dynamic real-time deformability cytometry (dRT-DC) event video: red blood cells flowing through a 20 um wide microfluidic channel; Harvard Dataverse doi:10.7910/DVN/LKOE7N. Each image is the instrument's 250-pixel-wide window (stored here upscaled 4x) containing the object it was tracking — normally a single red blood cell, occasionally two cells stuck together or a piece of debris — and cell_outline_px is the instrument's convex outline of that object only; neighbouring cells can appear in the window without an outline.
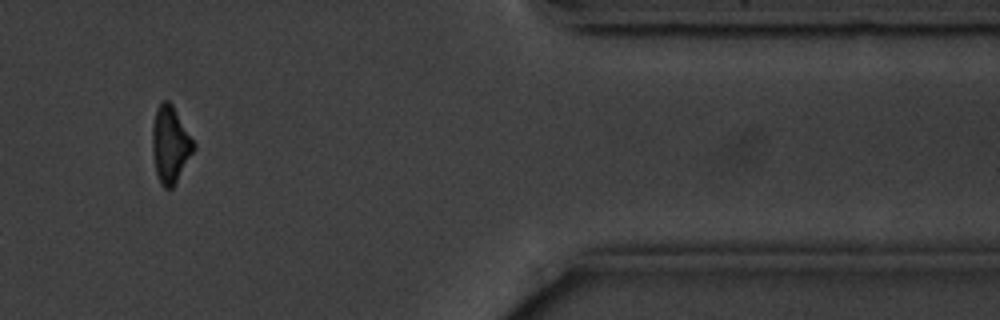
{"species": "common noctule bat (a hibernating species)", "species_latin": "Nyctalus noctula", "temperature_condition": "cold", "stored_images_in_passage": 13, "camera_frame_rate_fps": 3000, "um_per_image_px": 0.085, "animal": {"sex": "male", "body_mass_g": 20.1, "forearm_length_mm": 53.5}, "frame": {"image": 1, "passage_image": 11, "time_ms": 12.667, "image_size_px": [1000, 320], "cell_outline_px": [[196, 148], [172, 188], [164, 188], [160, 184], [156, 172], [152, 152], [152, 124], [156, 108], [164, 100], [168, 100], [172, 104], [196, 144]], "centroid_in_image_um": [14.47, 12.27], "position_along_channel_um": 396.9, "area_um2": 18.5}, "authors_computed_cell_mechanics": {"area_um2": 19.5364, "velocity_mm_per_s": 3.5847, "shape_relaxation_time_tau1_ms": 2.3671, "shape_relaxation_time_tau2_ms": null, "deformation_change_tau1": 0.113, "deformation_change_tau2": null}}